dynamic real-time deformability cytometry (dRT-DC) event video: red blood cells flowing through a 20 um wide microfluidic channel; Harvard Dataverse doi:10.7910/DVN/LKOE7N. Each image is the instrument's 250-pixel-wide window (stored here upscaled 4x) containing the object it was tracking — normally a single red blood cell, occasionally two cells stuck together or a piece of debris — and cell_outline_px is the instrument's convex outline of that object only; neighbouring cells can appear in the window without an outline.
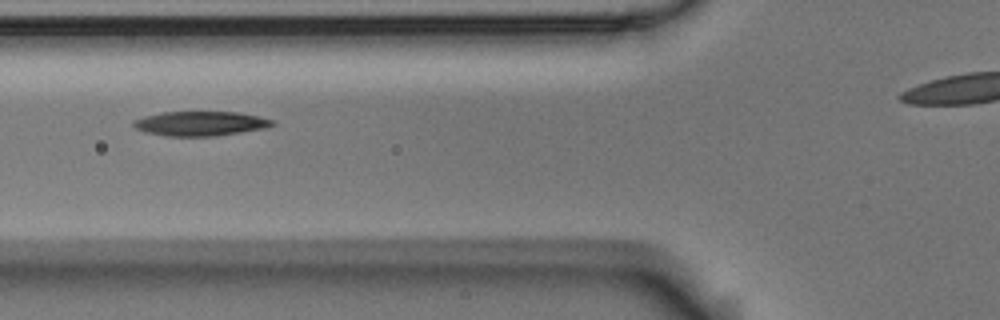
{"species": "Egyptian fruit bat (a non-hibernating species)", "species_latin": "Rousettus aegyptiacus", "temperature_condition": "room temperature", "stored_images_in_passage": 5, "camera_frame_rate_fps": 3000, "um_per_image_px": 0.085, "animal": {"sex": "male"}, "frame": {"image": 1, "passage_image": 2, "time_ms": 0.333, "image_size_px": [1000, 320], "cell_outline_px": [[276, 124], [264, 128], [216, 136], [164, 136], [148, 132], [136, 128], [132, 124], [132, 120], [144, 116], [160, 112], [240, 112], [276, 120]], "centroid_in_image_um": [17.04, 10.49], "position_along_channel_um": 108.8, "area_um2": 19.88}}
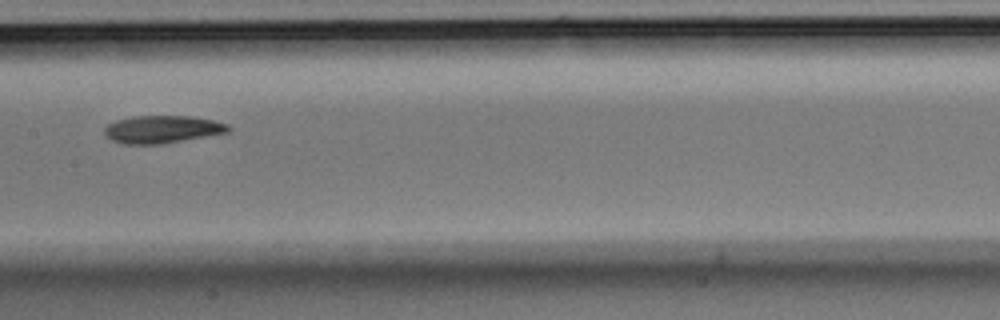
{"frame": {"image": 2, "passage_image": 4, "time_ms": 1.0, "image_size_px": [1000, 320], "cell_outline_px": [[232, 128], [228, 132], [160, 144], [124, 144], [112, 140], [104, 136], [104, 128], [108, 124], [116, 120], [132, 116], [188, 116], [212, 120], [228, 124]], "centroid_in_image_um": [13.75, 10.99], "position_along_channel_um": 193.7, "area_um2": 19.83}}
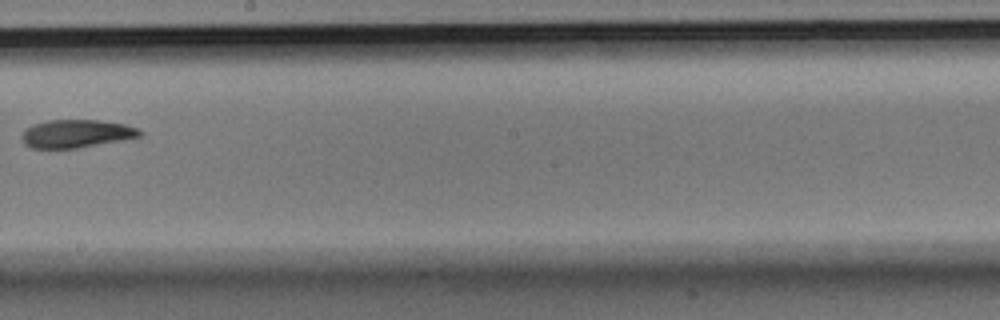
{"frame": {"image": 3, "passage_image": 5, "time_ms": 1.333, "image_size_px": [1000, 320], "cell_outline_px": [[144, 132], [140, 136], [124, 140], [80, 148], [32, 148], [24, 144], [20, 140], [20, 136], [28, 128], [36, 124], [48, 120], [100, 120], [124, 124], [136, 128]], "centroid_in_image_um": [6.5, 11.37], "position_along_channel_um": 241.7, "area_um2": 19.31}}